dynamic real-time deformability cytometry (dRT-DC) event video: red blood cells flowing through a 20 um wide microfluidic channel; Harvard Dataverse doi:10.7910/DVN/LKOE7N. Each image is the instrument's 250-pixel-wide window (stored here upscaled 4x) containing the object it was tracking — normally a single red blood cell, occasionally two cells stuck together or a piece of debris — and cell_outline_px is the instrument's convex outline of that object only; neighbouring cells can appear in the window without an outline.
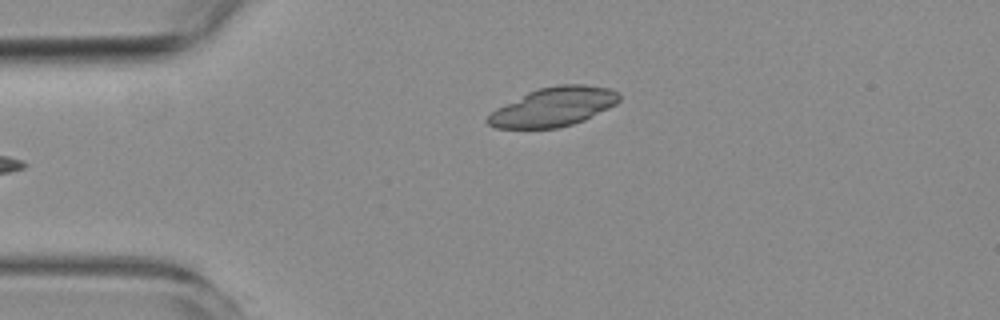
{"species": "common noctule bat (a hibernating species)", "species_latin": "Nyctalus noctula", "temperature_condition": "room temperature", "stored_images_in_passage": 5, "camera_frame_rate_fps": 3000, "um_per_image_px": 0.085, "animal": {"sex": "female", "body_mass_g": 19.3, "forearm_length_mm": 54.1}, "frame": {"image": 1, "passage_image": 5, "time_ms": 4.667, "image_size_px": [1000, 320], "cell_outline_px": [[620, 100], [616, 104], [584, 120], [572, 124], [556, 128], [496, 128], [488, 124], [484, 120], [496, 108], [528, 92], [540, 88], [556, 84], [584, 84], [612, 88], [620, 96]], "centroid_in_image_um": [47.05, 9.07], "position_along_channel_um": 38.0, "area_um2": 29.82}}